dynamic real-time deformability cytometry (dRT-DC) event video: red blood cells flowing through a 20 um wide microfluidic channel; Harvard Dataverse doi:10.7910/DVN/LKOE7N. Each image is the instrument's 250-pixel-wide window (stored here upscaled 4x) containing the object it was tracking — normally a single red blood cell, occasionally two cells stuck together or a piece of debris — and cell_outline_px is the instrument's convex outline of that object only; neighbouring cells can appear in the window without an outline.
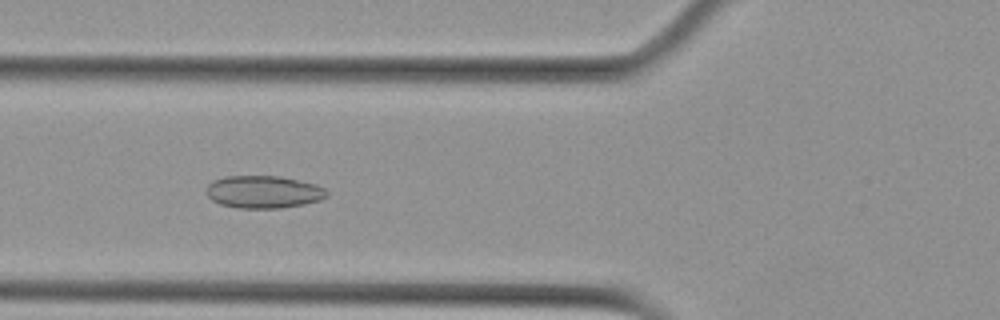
{"species": "Egyptian fruit bat (a non-hibernating species)", "species_latin": "Rousettus aegyptiacus", "temperature_condition": "cold", "stored_images_in_passage": 26, "camera_frame_rate_fps": 3000, "um_per_image_px": 0.085, "animal": {"sex": "female"}, "frame": {"image": 1, "passage_image": 6, "time_ms": 1.667, "image_size_px": [1000, 320], "cell_outline_px": [[328, 196], [320, 200], [304, 204], [280, 208], [240, 208], [220, 204], [212, 200], [208, 196], [208, 184], [212, 180], [224, 176], [280, 176], [316, 184], [324, 188], [328, 192]], "centroid_in_image_um": [22.41, 16.31], "position_along_channel_um": 103.4, "area_um2": 22.83}}
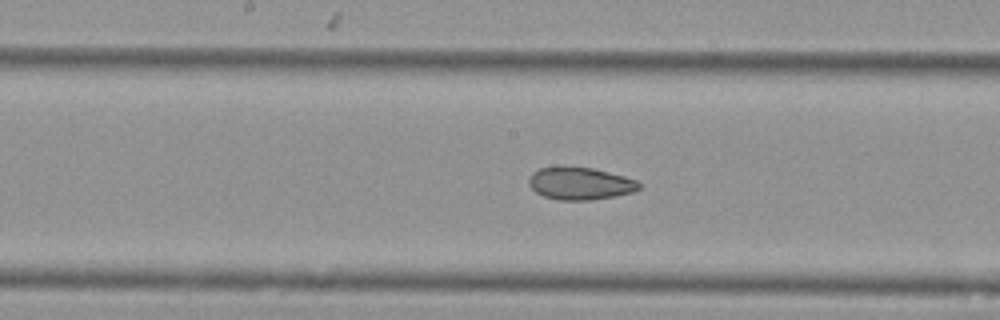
{"frame": {"image": 2, "passage_image": 14, "time_ms": 4.333, "image_size_px": [1000, 320], "cell_outline_px": [[640, 188], [632, 192], [616, 196], [588, 200], [560, 200], [544, 196], [536, 192], [528, 184], [528, 176], [532, 172], [540, 168], [592, 168], [624, 176], [636, 180], [640, 184]], "centroid_in_image_um": [49.3, 15.61], "position_along_channel_um": 198.9, "area_um2": 20.46}}
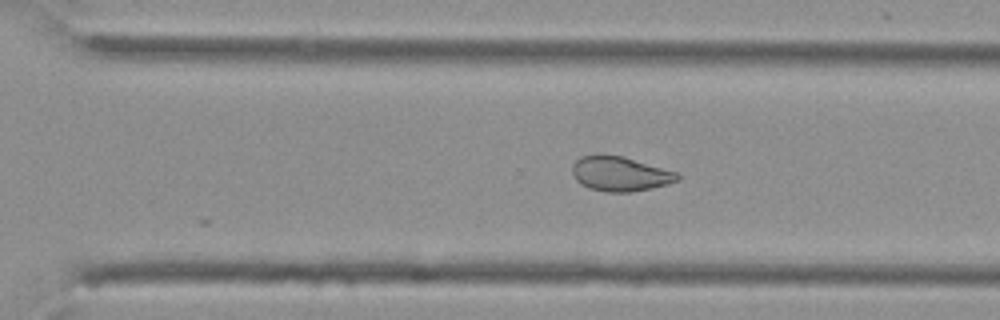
{"frame": {"image": 3, "passage_image": 24, "time_ms": 7.667, "image_size_px": [1000, 320], "cell_outline_px": [[680, 180], [668, 184], [652, 188], [628, 192], [608, 192], [588, 188], [580, 184], [576, 180], [572, 172], [572, 164], [580, 156], [624, 156], [680, 172]], "centroid_in_image_um": [52.76, 14.79], "position_along_channel_um": 317.8, "area_um2": 21.33}}